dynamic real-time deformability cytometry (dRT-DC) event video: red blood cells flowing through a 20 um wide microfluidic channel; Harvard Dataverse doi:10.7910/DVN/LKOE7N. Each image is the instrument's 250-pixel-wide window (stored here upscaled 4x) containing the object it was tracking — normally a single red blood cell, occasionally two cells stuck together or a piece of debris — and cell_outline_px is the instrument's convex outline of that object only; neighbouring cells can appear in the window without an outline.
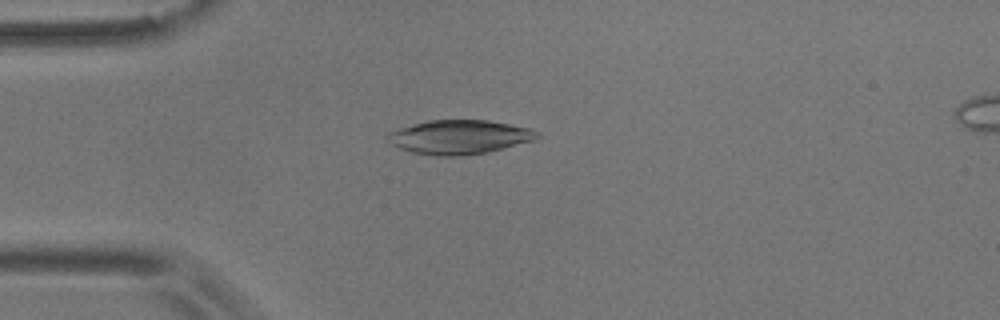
{"species": "common noctule bat (a hibernating species)", "species_latin": "Nyctalus noctula", "temperature_condition": "room temperature", "stored_images_in_passage": 54, "camera_frame_rate_fps": 3000, "um_per_image_px": 0.085, "animal": {"sex": "male", "body_mass_g": 17.9}, "frame": {"image": 1, "passage_image": 14, "time_ms": 4.333, "image_size_px": [1000, 320], "cell_outline_px": [[540, 136], [536, 140], [488, 152], [464, 156], [436, 156], [412, 152], [400, 148], [392, 144], [388, 140], [388, 132], [412, 124], [428, 120], [488, 120], [528, 128], [536, 132]], "centroid_in_image_um": [39.04, 11.65], "position_along_channel_um": 46.0, "area_um2": 29.59}}
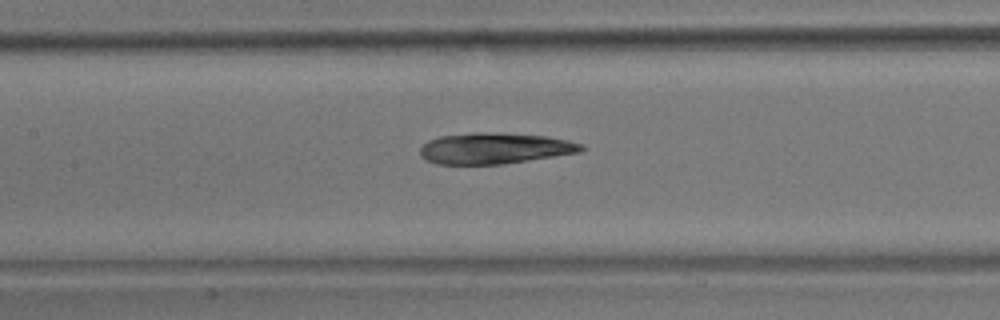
{"frame": {"image": 2, "passage_image": 25, "time_ms": 8.0, "image_size_px": [1000, 320], "cell_outline_px": [[584, 148], [580, 152], [504, 164], [436, 164], [424, 160], [420, 156], [420, 148], [428, 140], [440, 136], [472, 132], [488, 132], [548, 136], [568, 140], [584, 144]], "centroid_in_image_um": [42.02, 12.61], "position_along_channel_um": 165.4, "area_um2": 29.3}}
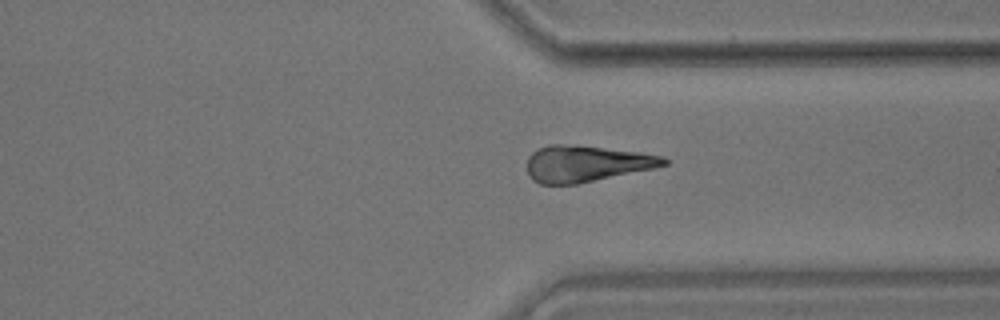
{"frame": {"image": 3, "passage_image": 41, "time_ms": 13.333, "image_size_px": [1000, 320], "cell_outline_px": [[668, 164], [652, 168], [576, 184], [540, 184], [532, 180], [528, 176], [528, 156], [532, 152], [548, 144], [560, 144], [600, 148], [636, 152], [660, 156], [668, 160]], "centroid_in_image_um": [49.75, 13.92], "position_along_channel_um": 361.6, "area_um2": 28.26}}